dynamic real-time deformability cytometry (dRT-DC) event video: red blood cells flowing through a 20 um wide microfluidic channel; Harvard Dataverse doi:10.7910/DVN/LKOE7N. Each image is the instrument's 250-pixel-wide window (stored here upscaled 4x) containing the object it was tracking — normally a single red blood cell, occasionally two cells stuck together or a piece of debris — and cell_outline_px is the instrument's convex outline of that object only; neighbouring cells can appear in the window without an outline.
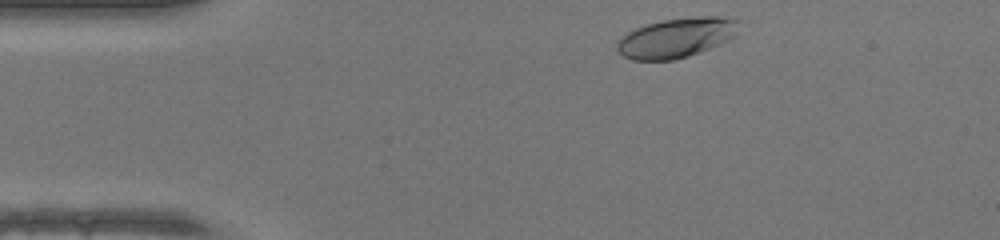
{"species": "human", "species_latin": "Homo sapiens", "temperature_condition": "warm", "stored_images_in_passage": 33, "camera_frame_rate_fps": 3000, "um_per_image_px": 0.085, "donor": {"sex": "female"}, "frame": {"image": 1, "passage_image": 2, "time_ms": 0.333, "image_size_px": [1000, 240], "cell_outline_px": [[740, 20], [736, 36], [732, 40], [700, 52], [688, 56], [672, 60], [632, 60], [624, 56], [616, 48], [616, 40], [628, 32], [636, 28], [648, 24], [664, 20], [696, 16], [720, 16]], "centroid_in_image_um": [57.54, 3.2], "position_along_channel_um": 27.5, "area_um2": 28.44}}
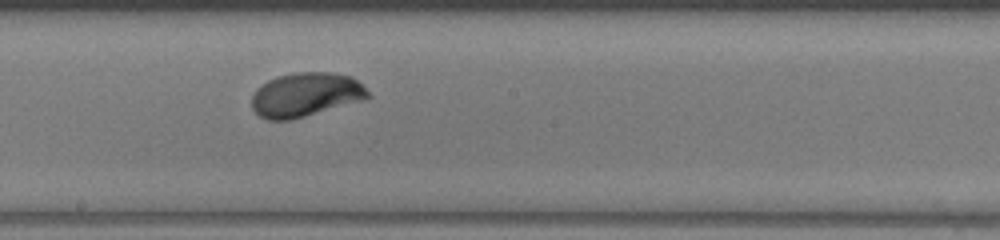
{"frame": {"image": 2, "passage_image": 20, "time_ms": 6.333, "image_size_px": [1000, 240], "cell_outline_px": [[372, 96], [364, 100], [304, 116], [288, 120], [268, 120], [260, 116], [252, 108], [252, 96], [256, 88], [268, 80], [276, 76], [296, 72], [332, 72], [352, 76]], "centroid_in_image_um": [25.97, 8.04], "position_along_channel_um": 222.2, "area_um2": 29.77}}
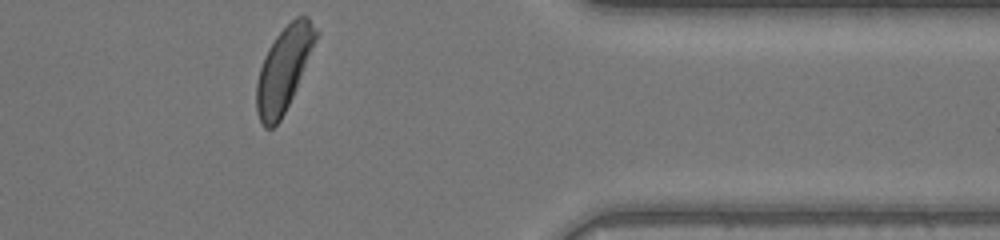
{"frame": {"image": 3, "passage_image": 33, "time_ms": 10.667, "image_size_px": [1000, 240], "cell_outline_px": [[320, 32], [296, 88], [280, 120], [272, 128], [264, 128], [256, 112], [256, 84], [260, 68], [264, 56], [268, 48], [276, 36], [296, 16], [308, 16]], "centroid_in_image_um": [24.12, 5.85], "position_along_channel_um": 387.3, "area_um2": 28.78}, "authors_computed_cell_mechanics": {"area_um2": 28.9578, "velocity_mm_per_s": 4.2811, "shape_relaxation_time_tau1_ms": 2.9174, "shape_relaxation_time_tau2_ms": null, "deformation_change_tau1": 0.1829, "deformation_change_tau2": null}}